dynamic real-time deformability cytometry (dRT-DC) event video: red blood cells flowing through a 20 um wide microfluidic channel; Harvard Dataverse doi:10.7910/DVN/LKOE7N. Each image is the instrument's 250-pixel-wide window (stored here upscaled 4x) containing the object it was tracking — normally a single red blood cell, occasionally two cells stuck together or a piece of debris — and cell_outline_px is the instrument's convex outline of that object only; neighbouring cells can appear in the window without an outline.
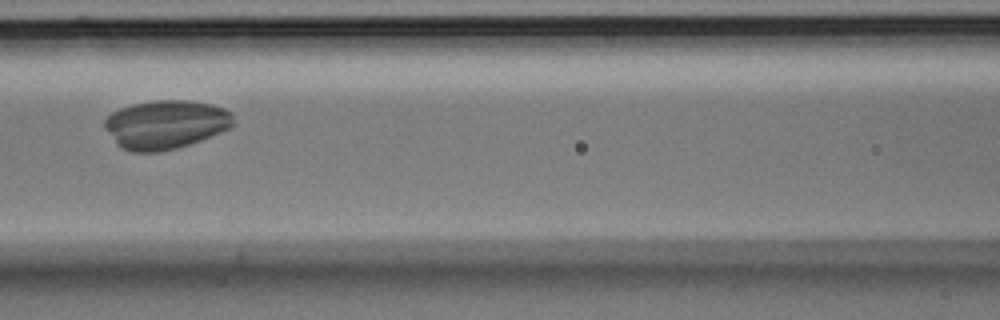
{"species": "Egyptian fruit bat (a non-hibernating species)", "species_latin": "Rousettus aegyptiacus", "temperature_condition": "room temperature", "stored_images_in_passage": 48, "camera_frame_rate_fps": 3000, "um_per_image_px": 0.085, "animal": {"sex": "male"}, "frame": {"image": 1, "passage_image": 18, "time_ms": 5.667, "image_size_px": [1000, 320], "cell_outline_px": [[236, 124], [232, 128], [200, 140], [176, 148], [160, 152], [132, 152], [124, 148], [104, 128], [104, 120], [112, 112], [120, 108], [132, 104], [152, 100], [188, 100], [212, 104], [224, 108], [232, 112]], "centroid_in_image_um": [14.14, 10.56], "position_along_channel_um": 152.5, "area_um2": 36.65}}
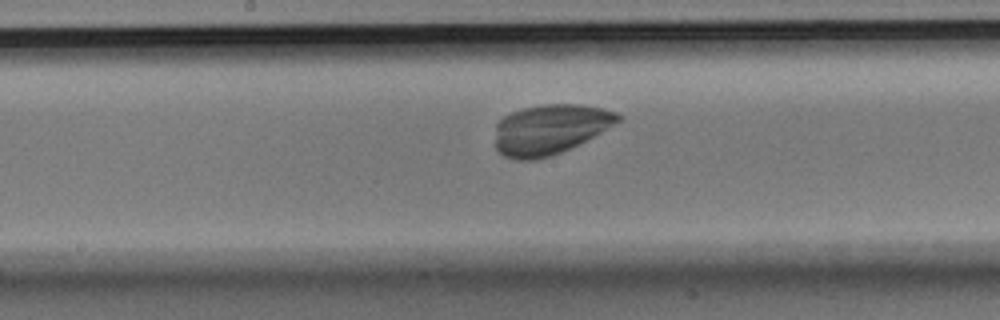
{"frame": {"image": 2, "passage_image": 22, "time_ms": 7.0, "image_size_px": [1000, 320], "cell_outline_px": [[624, 116], [620, 120], [600, 132], [560, 152], [536, 160], [516, 160], [504, 156], [496, 148], [496, 124], [504, 116], [512, 112], [524, 108], [544, 104], [580, 104], [604, 108], [616, 112]], "centroid_in_image_um": [46.73, 10.98], "position_along_channel_um": 201.5, "area_um2": 35.37}}